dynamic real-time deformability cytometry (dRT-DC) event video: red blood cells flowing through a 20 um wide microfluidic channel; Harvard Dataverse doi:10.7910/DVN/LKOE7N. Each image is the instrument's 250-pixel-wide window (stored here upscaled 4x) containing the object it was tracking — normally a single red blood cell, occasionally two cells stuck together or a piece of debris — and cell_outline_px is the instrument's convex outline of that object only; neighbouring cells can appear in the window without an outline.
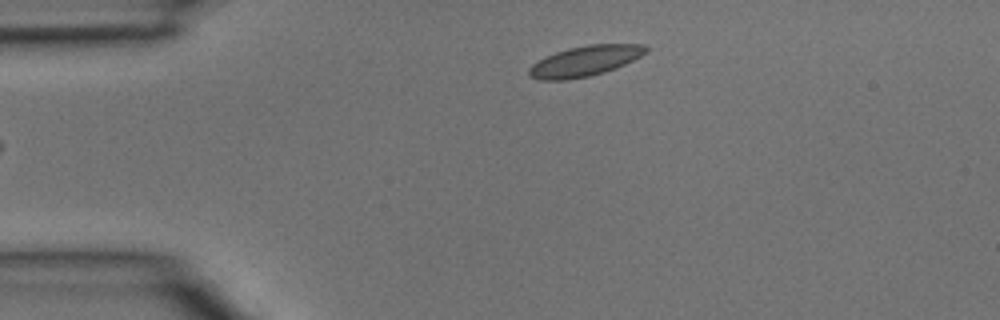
{"species": "common noctule bat (a hibernating species)", "species_latin": "Nyctalus noctula", "temperature_condition": "room temperature", "stored_images_in_passage": 6, "camera_frame_rate_fps": 3000, "um_per_image_px": 0.085, "animal": {"sex": "male", "body_mass_g": 15.6}, "frame": {"image": 1, "passage_image": 3, "time_ms": 0.667, "image_size_px": [1000, 320], "cell_outline_px": [[648, 52], [616, 68], [604, 72], [588, 76], [568, 80], [540, 80], [528, 76], [528, 68], [532, 64], [544, 56], [568, 48], [588, 44], [644, 44], [648, 48]], "centroid_in_image_um": [49.68, 5.18], "position_along_channel_um": 35.3, "area_um2": 20.81}}
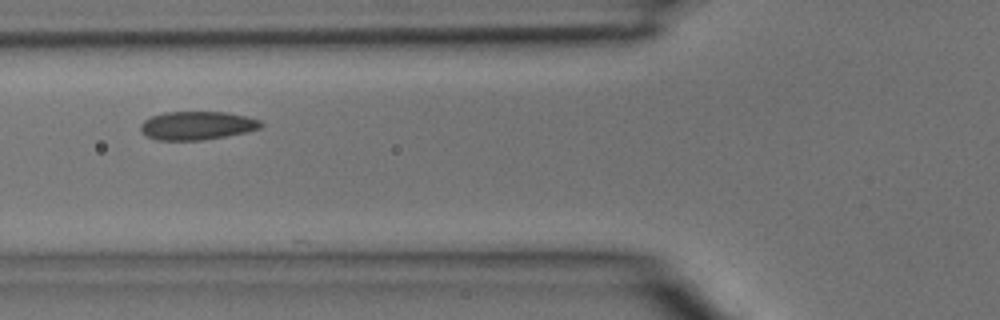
{"frame": {"image": 2, "passage_image": 5, "time_ms": 1.333, "image_size_px": [1000, 320], "cell_outline_px": [[264, 124], [260, 128], [248, 132], [200, 140], [156, 140], [140, 132], [140, 124], [144, 120], [152, 116], [164, 112], [228, 112], [248, 116], [260, 120]], "centroid_in_image_um": [16.76, 10.66], "position_along_channel_um": 109.0, "area_um2": 20.06}}
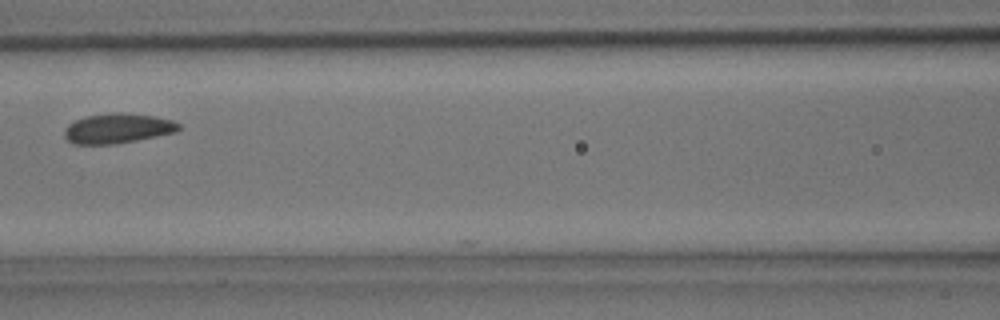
{"frame": {"image": 3, "passage_image": 6, "time_ms": 1.667, "image_size_px": [1000, 320], "cell_outline_px": [[180, 128], [176, 132], [136, 140], [112, 144], [72, 144], [64, 136], [64, 128], [68, 124], [84, 116], [116, 112], [120, 112], [152, 116], [172, 120], [180, 124]], "centroid_in_image_um": [9.96, 10.91], "position_along_channel_um": 156.6, "area_um2": 19.83}}